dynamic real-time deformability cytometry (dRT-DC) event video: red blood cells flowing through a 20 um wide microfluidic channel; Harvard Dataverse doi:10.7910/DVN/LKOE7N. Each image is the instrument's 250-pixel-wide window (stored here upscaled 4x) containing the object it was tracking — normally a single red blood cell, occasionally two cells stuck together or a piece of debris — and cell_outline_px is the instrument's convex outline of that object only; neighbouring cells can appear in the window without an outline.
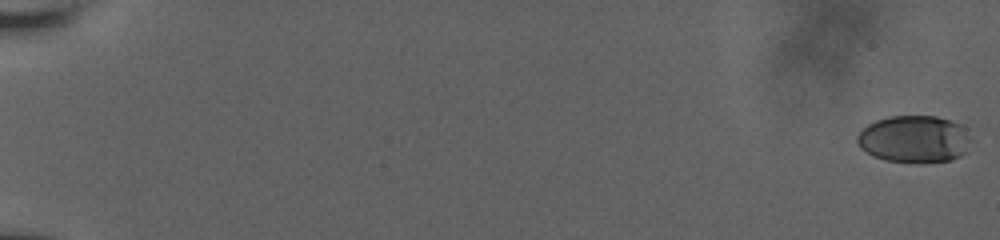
{"species": "human", "species_latin": "Homo sapiens", "temperature_condition": "room temperature", "stored_images_in_passage": 59, "camera_frame_rate_fps": 3000, "um_per_image_px": 0.085, "donor": {"sex": "male"}, "frame": {"image": 1, "passage_image": 1, "time_ms": 0.0, "image_size_px": [1000, 240], "cell_outline_px": [[976, 140], [960, 156], [952, 160], [920, 164], [884, 160], [872, 156], [860, 148], [856, 144], [856, 136], [868, 124], [876, 120], [888, 116], [936, 116], [960, 124]], "centroid_in_image_um": [77.74, 11.85], "position_along_channel_um": 7.3, "area_um2": 32.08}}
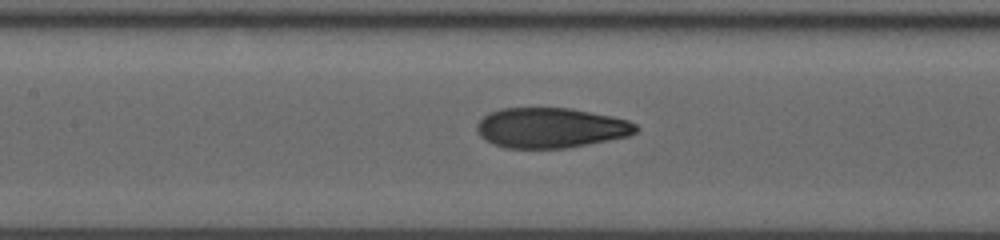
{"frame": {"image": 2, "passage_image": 31, "time_ms": 10.0, "image_size_px": [1000, 240], "cell_outline_px": [[640, 128], [636, 132], [628, 136], [588, 144], [564, 148], [504, 148], [492, 144], [480, 136], [476, 128], [476, 124], [488, 112], [500, 108], [572, 108], [612, 116], [628, 120], [636, 124]], "centroid_in_image_um": [46.8, 10.86], "position_along_channel_um": 160.6, "area_um2": 37.4}}
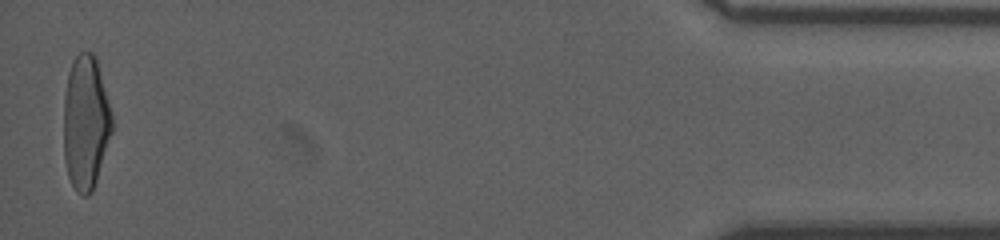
{"frame": {"image": 3, "passage_image": 58, "time_ms": 19.0, "image_size_px": [1000, 240], "cell_outline_px": [[112, 132], [92, 192], [88, 196], [84, 196], [76, 192], [68, 176], [64, 160], [64, 96], [68, 72], [76, 56], [80, 52], [92, 52], [96, 56], [112, 112]], "centroid_in_image_um": [7.28, 10.41], "position_along_channel_um": 427.9, "area_um2": 37.92}, "authors_computed_cell_mechanics": {"area_um2": 37.2232, "velocity_mm_per_s": 3.8578, "shape_relaxation_time_tau1_ms": 7.5513, "shape_relaxation_time_tau2_ms": 0.8825, "deformation_change_tau1": 0.2602, "deformation_change_tau2": 0.0703}}